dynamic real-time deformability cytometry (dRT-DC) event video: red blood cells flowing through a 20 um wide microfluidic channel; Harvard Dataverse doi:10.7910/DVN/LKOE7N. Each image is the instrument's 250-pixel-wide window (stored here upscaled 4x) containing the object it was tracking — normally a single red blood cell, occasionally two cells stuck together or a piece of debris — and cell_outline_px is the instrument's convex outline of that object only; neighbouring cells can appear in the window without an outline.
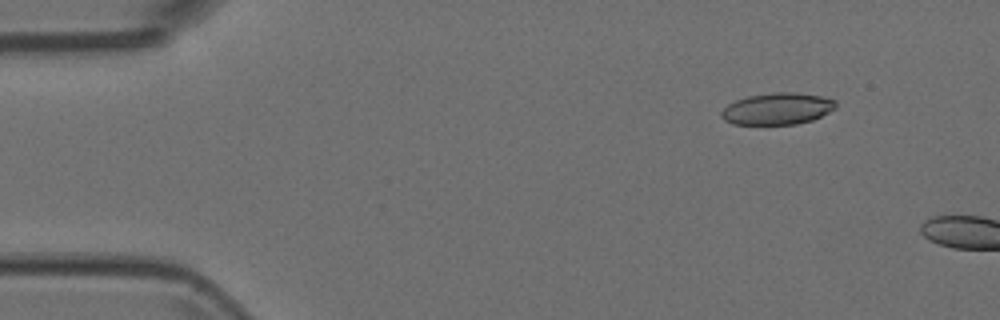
{"species": "Egyptian fruit bat (a non-hibernating species)", "species_latin": "Rousettus aegyptiacus", "temperature_condition": "room temperature", "stored_images_in_passage": 2, "camera_frame_rate_fps": 3000, "um_per_image_px": 0.085, "animal": {"sex": "female"}, "frame": {"image": 1, "passage_image": 1, "time_ms": 0.0, "image_size_px": [1000, 320], "cell_outline_px": [[836, 108], [812, 120], [796, 124], [732, 124], [724, 120], [720, 116], [720, 112], [728, 104], [736, 100], [748, 96], [772, 92], [796, 92], [820, 96], [836, 100]], "centroid_in_image_um": [66.06, 9.24], "position_along_channel_um": 18.9, "area_um2": 21.15}}